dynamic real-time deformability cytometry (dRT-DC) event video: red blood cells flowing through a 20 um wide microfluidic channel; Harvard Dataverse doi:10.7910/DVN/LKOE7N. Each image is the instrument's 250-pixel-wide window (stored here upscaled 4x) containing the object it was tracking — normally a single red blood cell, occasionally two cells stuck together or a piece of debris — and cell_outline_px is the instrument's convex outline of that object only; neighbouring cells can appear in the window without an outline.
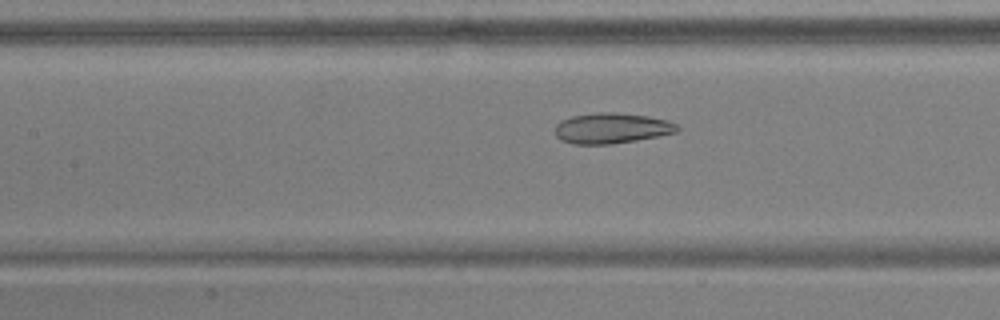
{"species": "common noctule bat (a hibernating species)", "species_latin": "Nyctalus noctula", "temperature_condition": "warm", "stored_images_in_passage": 28, "camera_frame_rate_fps": 3000, "um_per_image_px": 0.085, "animal": {"sex": "male", "body_mass_g": 17.9, "forearm_length_mm": 54.2}, "frame": {"image": 1, "passage_image": 10, "time_ms": 3.0, "image_size_px": [1000, 320], "cell_outline_px": [[680, 128], [676, 132], [636, 140], [612, 144], [572, 144], [560, 140], [556, 136], [556, 124], [560, 120], [572, 116], [600, 112], [616, 112], [648, 116], [668, 120], [676, 124]], "centroid_in_image_um": [51.97, 10.89], "position_along_channel_um": 155.4, "area_um2": 21.73}}
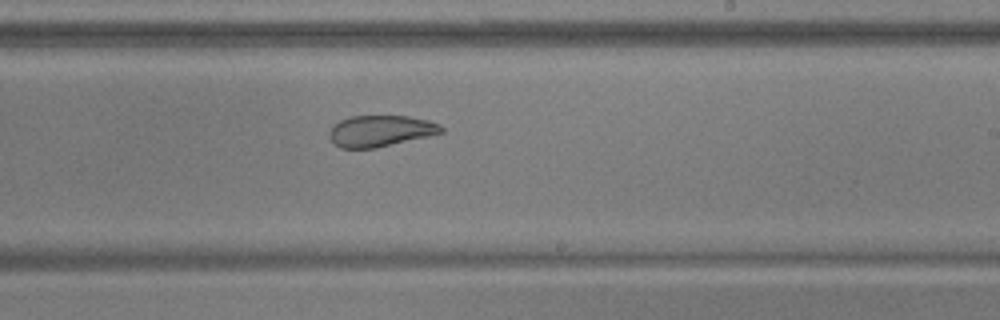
{"frame": {"image": 2, "passage_image": 18, "time_ms": 5.667, "image_size_px": [1000, 320], "cell_outline_px": [[444, 132], [428, 136], [376, 148], [340, 148], [328, 136], [328, 132], [332, 124], [340, 120], [352, 116], [408, 116], [428, 120], [440, 124], [444, 128]], "centroid_in_image_um": [32.33, 11.12], "position_along_channel_um": 256.7, "area_um2": 20.46}}
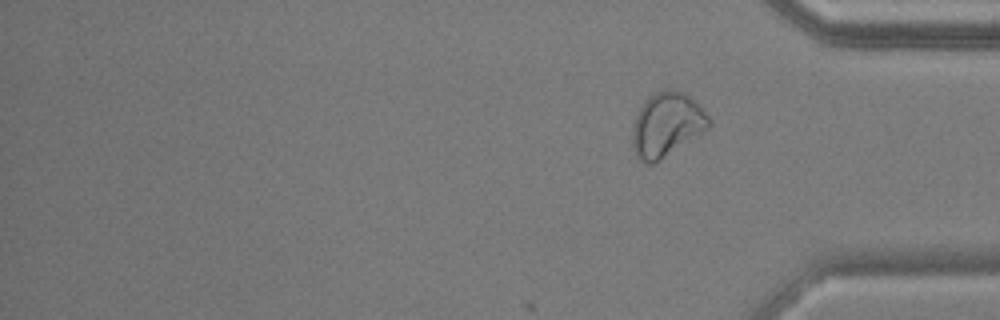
{"frame": {"image": 3, "passage_image": 28, "time_ms": 9.0, "image_size_px": [1000, 320], "cell_outline_px": [[712, 124], [708, 128], [652, 164], [648, 164], [640, 160], [636, 156], [632, 144], [632, 128], [636, 116], [644, 100], [648, 96], [664, 88], [668, 88], [680, 92], [688, 96], [700, 104], [712, 120]], "centroid_in_image_um": [56.66, 10.56], "position_along_channel_um": 378.5, "area_um2": 28.32}, "authors_computed_cell_mechanics": {"area_um2": 21.5016, "velocity_mm_per_s": 3.8102, "shape_relaxation_time_tau1_ms": null, "shape_relaxation_time_tau2_ms": 1.4919, "deformation_change_tau1": null, "deformation_change_tau2": 0.0862}}